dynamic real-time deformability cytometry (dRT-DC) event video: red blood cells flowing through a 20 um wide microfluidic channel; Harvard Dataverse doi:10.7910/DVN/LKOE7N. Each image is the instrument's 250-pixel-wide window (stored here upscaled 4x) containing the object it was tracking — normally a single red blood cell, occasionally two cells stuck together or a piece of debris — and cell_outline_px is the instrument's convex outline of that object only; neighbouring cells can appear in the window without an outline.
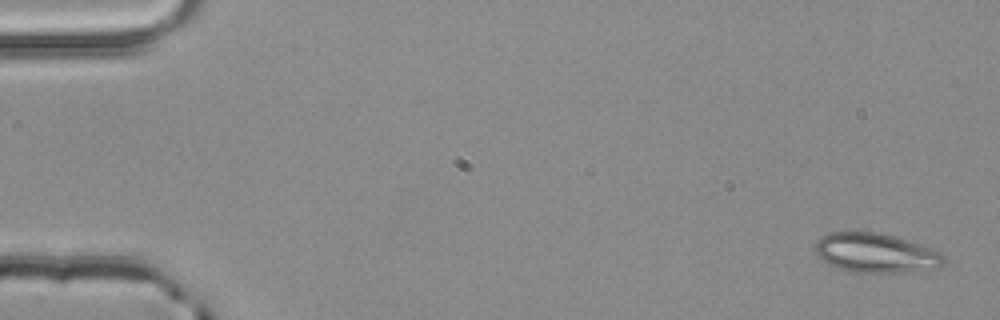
{"species": "common noctule bat (a hibernating species)", "species_latin": "Nyctalus noctula", "temperature_condition": "room temperature", "stored_images_in_passage": 4, "camera_frame_rate_fps": 3000, "um_per_image_px": 0.085, "animal": {"sex": "male", "body_mass_g": 20.4}, "frame": {"image": 1, "passage_image": 1, "time_ms": 0.0, "image_size_px": [1000, 320], "cell_outline_px": [[944, 264], [940, 268], [908, 272], [848, 272], [836, 268], [828, 264], [816, 252], [816, 240], [828, 232], [880, 232], [920, 244], [940, 252], [944, 256]], "centroid_in_image_um": [74.45, 21.51], "position_along_channel_um": 10.5, "area_um2": 29.59}}